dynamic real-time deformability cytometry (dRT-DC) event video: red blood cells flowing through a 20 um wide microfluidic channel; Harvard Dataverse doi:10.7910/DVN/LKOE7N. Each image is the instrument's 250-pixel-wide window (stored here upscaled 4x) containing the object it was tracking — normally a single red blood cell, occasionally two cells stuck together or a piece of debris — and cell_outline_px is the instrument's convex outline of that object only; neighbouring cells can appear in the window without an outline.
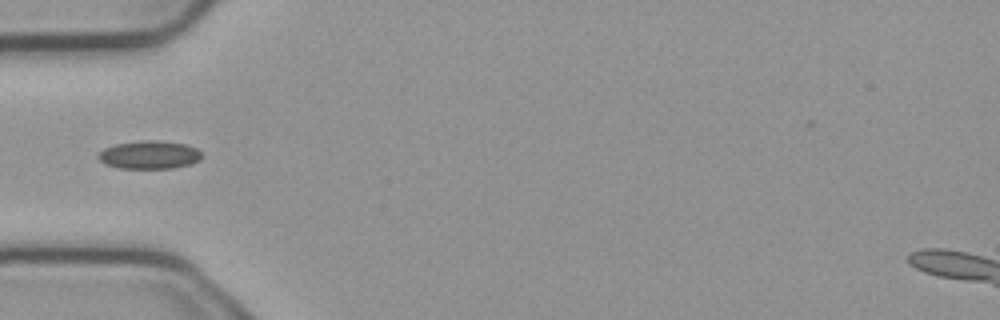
{"species": "common noctule bat (a hibernating species)", "species_latin": "Nyctalus noctula", "temperature_condition": "cold", "stored_images_in_passage": 2, "camera_frame_rate_fps": 3000, "um_per_image_px": 0.085, "animal": {"sex": "male", "body_mass_g": 23.1, "forearm_length_mm": 52.7}, "frame": {"image": 1, "passage_image": 2, "time_ms": 0.333, "image_size_px": [1000, 320], "cell_outline_px": [[204, 156], [200, 160], [192, 164], [172, 168], [120, 168], [104, 164], [96, 156], [104, 148], [116, 144], [140, 140], [152, 140], [184, 144], [196, 148]], "centroid_in_image_um": [12.7, 13.16], "position_along_channel_um": 72.3, "area_um2": 16.99}}